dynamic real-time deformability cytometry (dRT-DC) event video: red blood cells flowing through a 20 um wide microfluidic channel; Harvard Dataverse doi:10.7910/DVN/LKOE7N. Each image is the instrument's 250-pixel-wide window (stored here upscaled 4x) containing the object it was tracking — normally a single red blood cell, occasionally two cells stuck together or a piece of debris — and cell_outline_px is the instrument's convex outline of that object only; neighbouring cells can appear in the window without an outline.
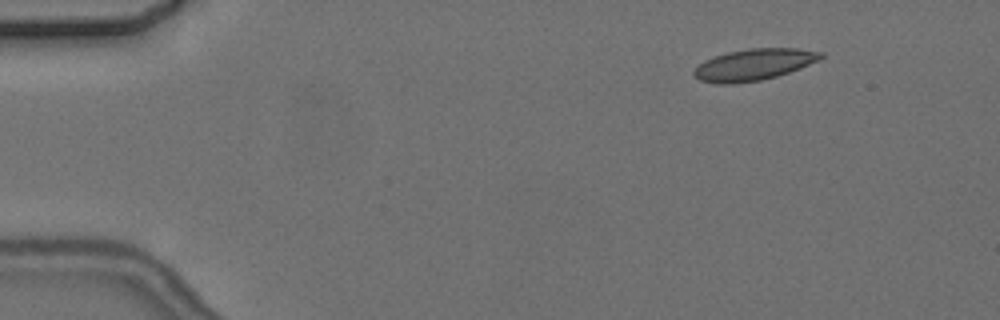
{"species": "common noctule bat (a hibernating species)", "species_latin": "Nyctalus noctula", "temperature_condition": "cold", "stored_images_in_passage": 5, "camera_frame_rate_fps": 3000, "um_per_image_px": 0.085, "animal": {"sex": "female", "body_mass_g": 24.6, "forearm_length_mm": 56.2}, "frame": {"image": 1, "passage_image": 2, "time_ms": 1.333, "image_size_px": [1000, 320], "cell_outline_px": [[824, 56], [800, 68], [776, 76], [760, 80], [732, 84], [716, 84], [700, 80], [692, 72], [704, 60], [728, 52], [748, 48], [796, 48], [824, 52]], "centroid_in_image_um": [64.06, 5.49], "position_along_channel_um": 20.9, "area_um2": 23.0}}